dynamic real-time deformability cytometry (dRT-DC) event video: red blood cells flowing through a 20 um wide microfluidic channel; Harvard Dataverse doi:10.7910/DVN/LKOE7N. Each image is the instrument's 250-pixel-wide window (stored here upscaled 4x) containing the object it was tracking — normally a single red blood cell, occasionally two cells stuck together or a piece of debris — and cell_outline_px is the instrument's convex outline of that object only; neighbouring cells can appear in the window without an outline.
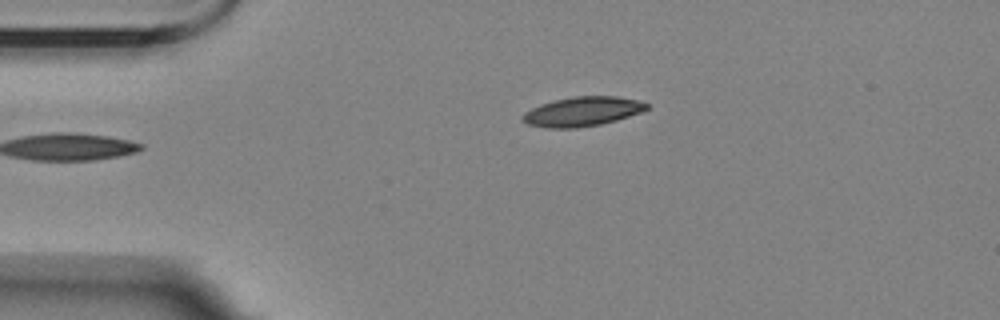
{"species": "Egyptian fruit bat (a non-hibernating species)", "species_latin": "Rousettus aegyptiacus", "temperature_condition": "room temperature", "stored_images_in_passage": 3, "camera_frame_rate_fps": 3000, "um_per_image_px": 0.085, "animal": {"sex": "female"}, "frame": {"image": 1, "passage_image": 3, "time_ms": 2.333, "image_size_px": [1000, 320], "cell_outline_px": [[648, 108], [640, 112], [616, 120], [600, 124], [576, 128], [548, 128], [528, 124], [520, 120], [520, 116], [524, 112], [540, 104], [572, 96], [616, 96], [636, 100], [648, 104]], "centroid_in_image_um": [49.44, 9.48], "position_along_channel_um": 35.6, "area_um2": 21.15}}